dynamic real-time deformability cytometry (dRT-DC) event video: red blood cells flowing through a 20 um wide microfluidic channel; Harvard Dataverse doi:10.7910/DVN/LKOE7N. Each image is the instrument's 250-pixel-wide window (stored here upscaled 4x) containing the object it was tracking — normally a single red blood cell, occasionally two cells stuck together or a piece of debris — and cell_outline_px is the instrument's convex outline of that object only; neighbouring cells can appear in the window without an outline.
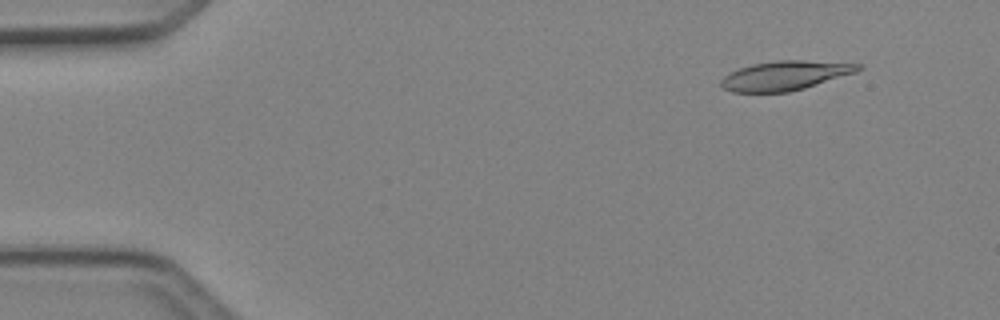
{"species": "Egyptian fruit bat (a non-hibernating species)", "species_latin": "Rousettus aegyptiacus", "temperature_condition": "cold", "stored_images_in_passage": 48, "camera_frame_rate_fps": 3000, "um_per_image_px": 0.085, "animal": {"sex": "female"}, "frame": {"image": 1, "passage_image": 5, "time_ms": 1.333, "image_size_px": [1000, 320], "cell_outline_px": [[864, 68], [856, 72], [804, 88], [788, 92], [732, 92], [724, 88], [720, 84], [720, 80], [724, 76], [740, 68], [752, 64], [776, 60], [804, 60], [860, 64]], "centroid_in_image_um": [66.73, 6.42], "position_along_channel_um": 18.3, "area_um2": 23.24}}
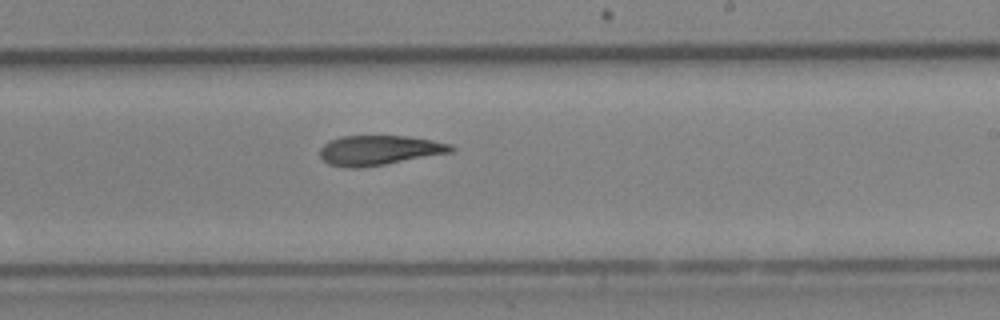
{"frame": {"image": 2, "passage_image": 29, "time_ms": 9.333, "image_size_px": [1000, 320], "cell_outline_px": [[456, 148], [452, 152], [384, 164], [356, 168], [352, 168], [328, 164], [320, 156], [320, 148], [324, 144], [340, 136], [404, 136], [432, 140], [452, 144]], "centroid_in_image_um": [32.24, 12.76], "position_along_channel_um": 256.8, "area_um2": 22.48}}
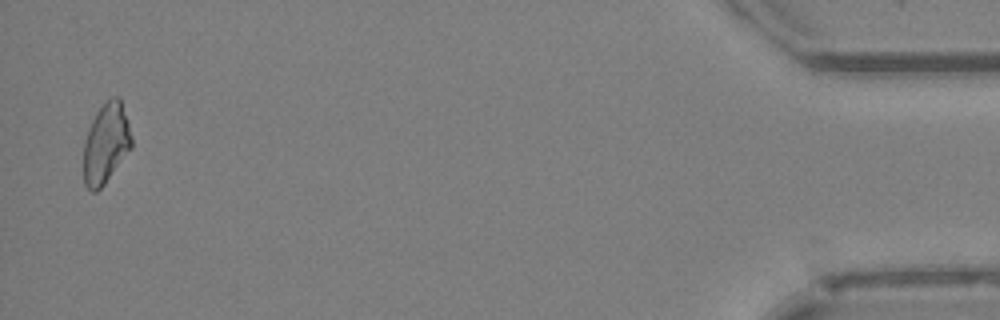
{"frame": {"image": 3, "passage_image": 47, "time_ms": 15.333, "image_size_px": [1000, 320], "cell_outline_px": [[132, 148], [104, 184], [96, 192], [92, 192], [84, 184], [84, 140], [92, 120], [96, 112], [112, 96], [120, 96], [128, 120], [132, 136]], "centroid_in_image_um": [9.02, 12.18], "position_along_channel_um": 426.2, "area_um2": 22.48}}